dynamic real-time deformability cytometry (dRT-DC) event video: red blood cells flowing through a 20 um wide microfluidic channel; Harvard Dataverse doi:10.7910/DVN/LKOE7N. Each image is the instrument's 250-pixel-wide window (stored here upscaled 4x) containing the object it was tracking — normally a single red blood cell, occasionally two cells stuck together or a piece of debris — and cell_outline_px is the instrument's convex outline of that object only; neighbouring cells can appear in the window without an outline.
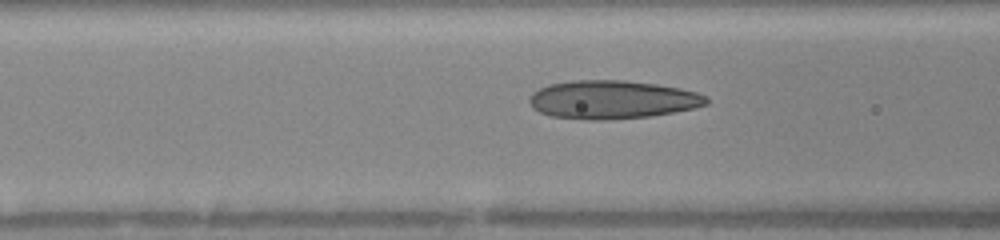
{"species": "human", "species_latin": "Homo sapiens", "temperature_condition": "warm", "stored_images_in_passage": 18, "camera_frame_rate_fps": 3000, "um_per_image_px": 0.085, "donor": {"sex": "female"}, "frame": {"image": 1, "passage_image": 16, "time_ms": 5.0, "image_size_px": [1000, 240], "cell_outline_px": [[708, 104], [696, 108], [652, 116], [600, 120], [588, 120], [552, 116], [540, 112], [532, 108], [528, 100], [532, 92], [548, 84], [572, 80], [624, 80], [656, 84], [680, 88], [696, 92], [708, 96]], "centroid_in_image_um": [52.05, 8.46], "position_along_channel_um": 114.6, "area_um2": 39.82}}